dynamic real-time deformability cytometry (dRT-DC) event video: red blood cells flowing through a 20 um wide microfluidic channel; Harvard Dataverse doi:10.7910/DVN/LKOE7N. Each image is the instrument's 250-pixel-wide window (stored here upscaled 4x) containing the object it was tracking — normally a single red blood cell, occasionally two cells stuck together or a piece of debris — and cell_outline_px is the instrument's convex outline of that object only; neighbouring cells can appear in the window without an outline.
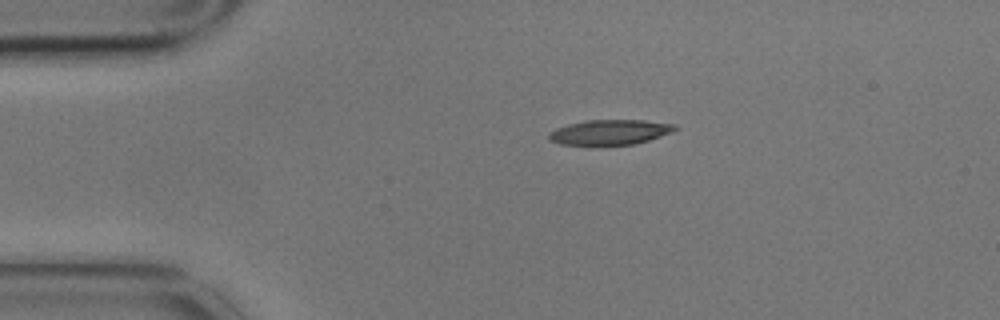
{"species": "common noctule bat (a hibernating species)", "species_latin": "Nyctalus noctula", "temperature_condition": "cold", "stored_images_in_passage": 7, "camera_frame_rate_fps": 3000, "um_per_image_px": 0.085, "animal": {"sex": "male", "body_mass_g": 17.9}, "frame": {"image": 1, "passage_image": 1, "time_ms": 0.0, "image_size_px": [1000, 320], "cell_outline_px": [[680, 128], [672, 132], [648, 140], [632, 144], [560, 144], [548, 140], [548, 132], [556, 128], [568, 124], [584, 120], [644, 120], [676, 124]], "centroid_in_image_um": [51.84, 11.21], "position_along_channel_um": 33.2, "area_um2": 18.32}}
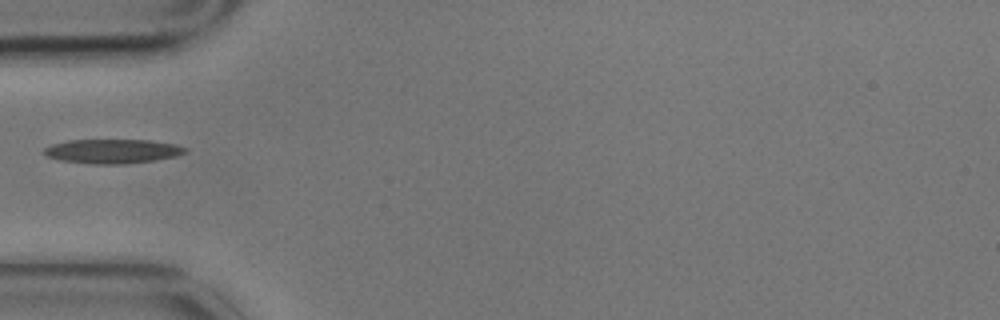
{"frame": {"image": 2, "passage_image": 3, "time_ms": 0.667, "image_size_px": [1000, 320], "cell_outline_px": [[188, 152], [176, 156], [156, 160], [124, 164], [92, 164], [60, 160], [48, 156], [40, 152], [44, 148], [52, 144], [68, 140], [148, 140], [176, 144], [188, 148]], "centroid_in_image_um": [9.57, 12.85], "position_along_channel_um": 75.4, "area_um2": 20.11}}